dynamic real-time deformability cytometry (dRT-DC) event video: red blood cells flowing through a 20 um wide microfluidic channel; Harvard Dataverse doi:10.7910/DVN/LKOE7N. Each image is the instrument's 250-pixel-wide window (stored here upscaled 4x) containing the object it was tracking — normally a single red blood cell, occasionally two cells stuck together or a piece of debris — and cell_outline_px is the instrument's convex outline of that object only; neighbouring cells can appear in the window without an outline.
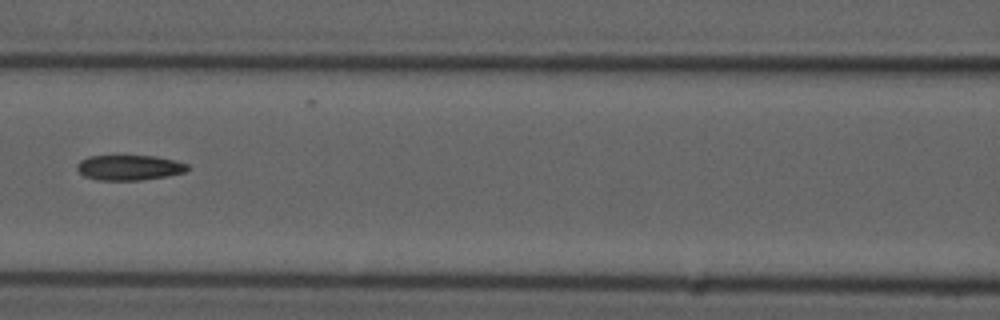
{"species": "common noctule bat (a hibernating species)", "species_latin": "Nyctalus noctula", "temperature_condition": "cold", "stored_images_in_passage": 11, "camera_frame_rate_fps": 3000, "um_per_image_px": 0.085, "animal": {"sex": "male", "forearm_length_mm": 52.5}, "frame": {"image": 1, "passage_image": 8, "time_ms": 9.0, "image_size_px": [1000, 320], "cell_outline_px": [[188, 168], [184, 172], [168, 176], [140, 180], [96, 180], [84, 176], [76, 168], [76, 164], [80, 160], [88, 156], [156, 156], [176, 160], [188, 164]], "centroid_in_image_um": [10.97, 14.24], "position_along_channel_um": 155.6, "area_um2": 16.3}}
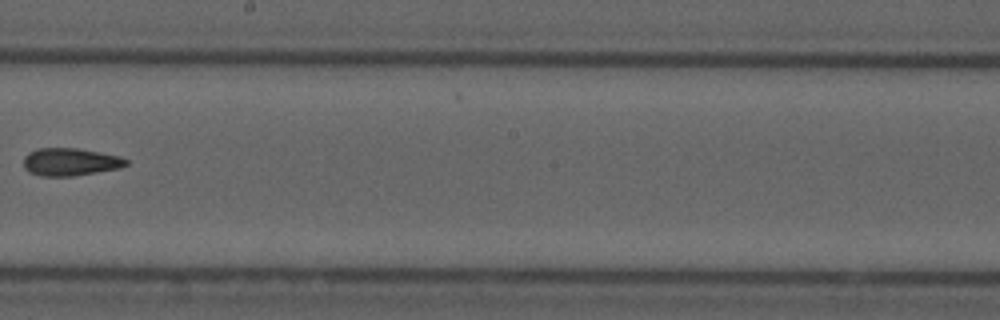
{"frame": {"image": 2, "passage_image": 10, "time_ms": 11.333, "image_size_px": [1000, 320], "cell_outline_px": [[128, 164], [120, 168], [72, 176], [40, 176], [28, 172], [24, 168], [24, 156], [28, 152], [36, 148], [80, 148], [120, 156], [128, 160]], "centroid_in_image_um": [5.95, 13.75], "position_along_channel_um": 242.2, "area_um2": 16.7}}
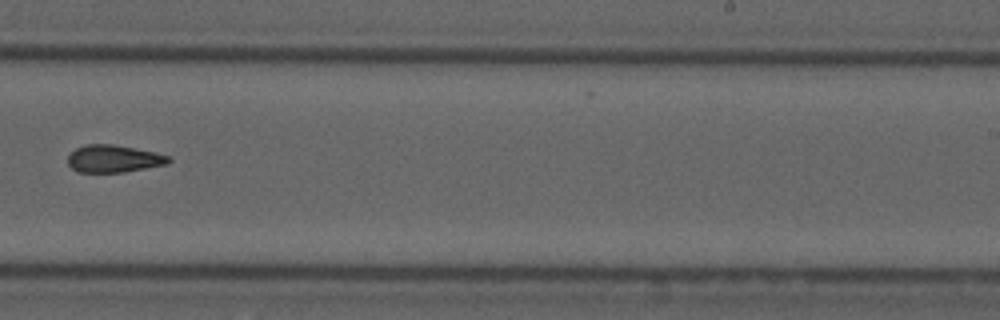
{"frame": {"image": 3, "passage_image": 11, "time_ms": 12.333, "image_size_px": [1000, 320], "cell_outline_px": [[172, 160], [168, 164], [124, 172], [76, 172], [68, 164], [68, 156], [76, 148], [88, 144], [112, 144], [156, 152], [168, 156]], "centroid_in_image_um": [9.67, 13.49], "position_along_channel_um": 279.3, "area_um2": 16.07}}